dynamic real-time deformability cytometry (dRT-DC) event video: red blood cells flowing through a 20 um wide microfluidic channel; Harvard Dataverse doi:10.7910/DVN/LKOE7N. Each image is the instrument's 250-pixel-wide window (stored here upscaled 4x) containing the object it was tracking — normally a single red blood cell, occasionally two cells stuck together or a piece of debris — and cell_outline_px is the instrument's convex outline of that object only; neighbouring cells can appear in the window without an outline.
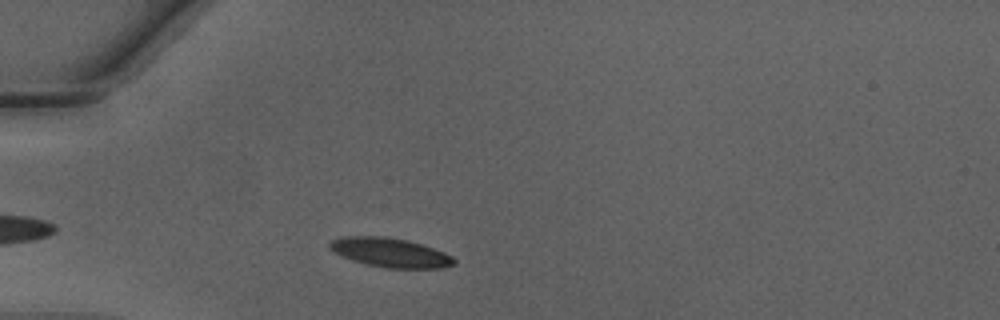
{"species": "Egyptian fruit bat (a non-hibernating species)", "species_latin": "Rousettus aegyptiacus", "temperature_condition": "warm", "stored_images_in_passage": 32, "camera_frame_rate_fps": 3000, "um_per_image_px": 0.085, "animal": {"sex": "male"}, "frame": {"image": 1, "passage_image": 5, "time_ms": 1.333, "image_size_px": [1000, 320], "cell_outline_px": [[456, 264], [440, 268], [384, 268], [352, 260], [328, 248], [328, 240], [340, 236], [384, 236], [408, 240], [444, 252], [452, 256], [456, 260]], "centroid_in_image_um": [33.14, 21.45], "position_along_channel_um": 51.9, "area_um2": 21.21}}
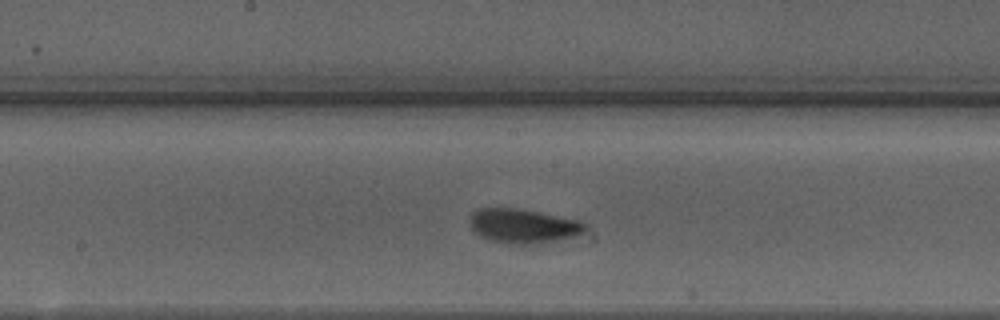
{"frame": {"image": 2, "passage_image": 17, "time_ms": 5.333, "image_size_px": [1000, 320], "cell_outline_px": [[584, 232], [576, 236], [552, 240], [524, 244], [504, 244], [488, 240], [480, 236], [472, 228], [472, 212], [480, 208], [516, 208], [580, 220], [584, 224]], "centroid_in_image_um": [44.44, 19.2], "position_along_channel_um": 203.8, "area_um2": 22.54}}
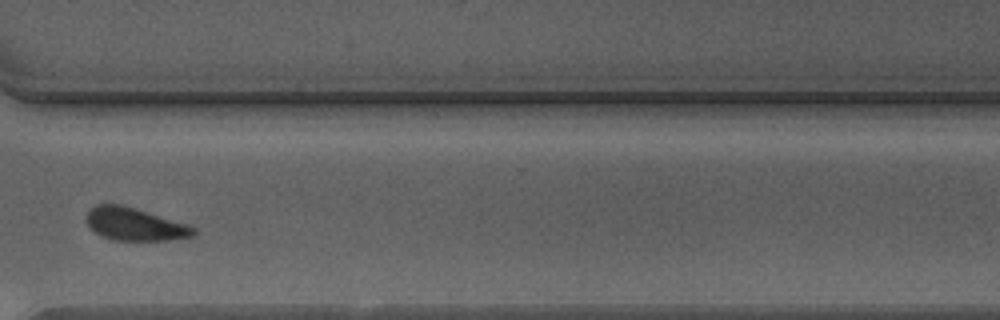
{"frame": {"image": 3, "passage_image": 28, "time_ms": 9.0, "image_size_px": [1000, 320], "cell_outline_px": [[196, 236], [168, 240], [116, 240], [100, 236], [84, 220], [88, 212], [96, 204], [120, 204], [136, 208], [188, 224], [196, 228]], "centroid_in_image_um": [11.48, 19.05], "position_along_channel_um": 359.1, "area_um2": 20.52}, "authors_computed_cell_mechanics": {"area_um2": 21.0681, "velocity_mm_per_s": 4.2349, "shape_relaxation_time_tau1_ms": 2.0555, "shape_relaxation_time_tau2_ms": 1.2451, "deformation_change_tau1": 0.0993, "deformation_change_tau2": 0.0633}}